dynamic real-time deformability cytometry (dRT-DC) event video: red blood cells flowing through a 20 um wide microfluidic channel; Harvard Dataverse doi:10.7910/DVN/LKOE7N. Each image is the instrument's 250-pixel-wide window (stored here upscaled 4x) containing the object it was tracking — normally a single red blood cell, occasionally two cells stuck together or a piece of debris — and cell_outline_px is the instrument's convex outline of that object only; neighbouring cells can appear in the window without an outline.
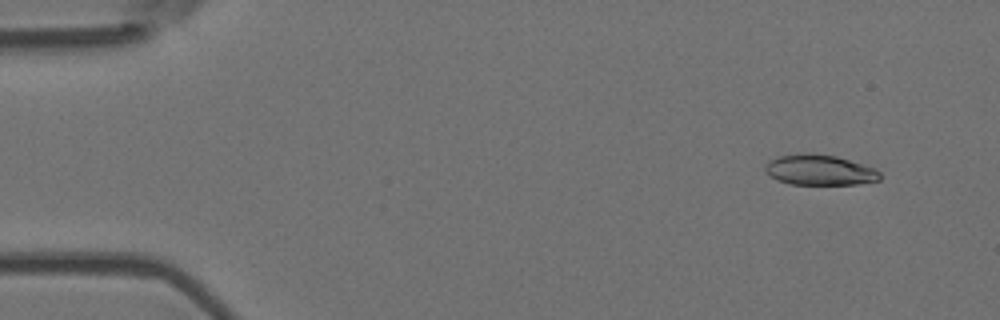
{"species": "Egyptian fruit bat (a non-hibernating species)", "species_latin": "Rousettus aegyptiacus", "temperature_condition": "room temperature", "stored_images_in_passage": 6, "segment_of_instrument_passage": [1, 2], "camera_frame_rate_fps": 3000, "um_per_image_px": 0.085, "animal": {"sex": "female"}, "frame": {"image": 1, "passage_image": 2, "time_ms": 0.333, "image_size_px": [1000, 320], "cell_outline_px": [[880, 180], [856, 184], [788, 184], [776, 180], [768, 176], [764, 172], [764, 164], [768, 160], [780, 156], [800, 152], [808, 152], [836, 156], [876, 168], [880, 172]], "centroid_in_image_um": [69.6, 14.44], "position_along_channel_um": 15.4, "area_um2": 20.75}}
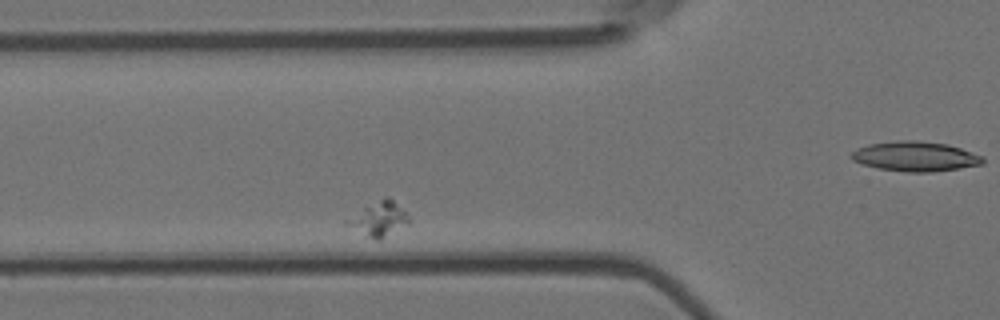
{"frame": {"image": 2, "passage_image": 5, "time_ms": 1.333, "image_size_px": [1000, 320], "cell_outline_px": [[408, 224], [380, 240], [376, 240], [344, 224], [344, 220], [384, 196], [388, 196], [408, 216]], "centroid_in_image_um": [32.18, 18.62], "position_along_channel_um": 93.6, "area_um2": 11.96}}